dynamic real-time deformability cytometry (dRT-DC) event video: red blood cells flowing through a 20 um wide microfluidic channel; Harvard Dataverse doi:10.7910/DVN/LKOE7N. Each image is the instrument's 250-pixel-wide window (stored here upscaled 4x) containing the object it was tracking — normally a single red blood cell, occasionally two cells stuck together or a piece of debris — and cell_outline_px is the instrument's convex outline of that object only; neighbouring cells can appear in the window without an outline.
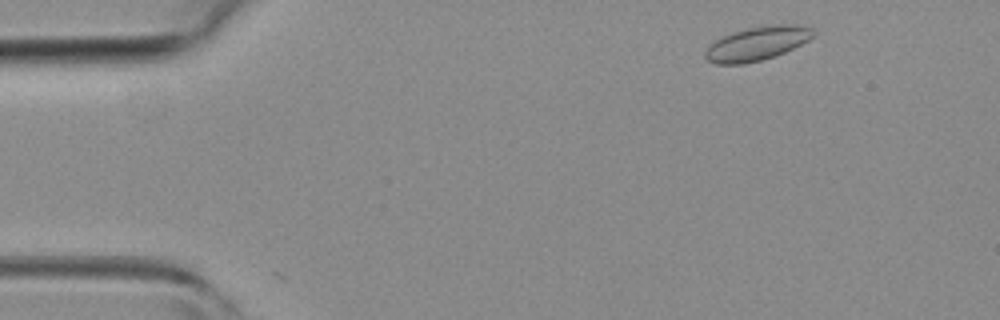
{"species": "common noctule bat (a hibernating species)", "species_latin": "Nyctalus noctula", "temperature_condition": "room temperature", "stored_images_in_passage": 2, "camera_frame_rate_fps": 3000, "um_per_image_px": 0.085, "animal": {"sex": "female", "body_mass_g": 19.3, "forearm_length_mm": 54.1}, "frame": {"image": 1, "passage_image": 1, "time_ms": 0.0, "image_size_px": [1000, 320], "cell_outline_px": [[816, 32], [808, 40], [784, 52], [760, 60], [744, 64], [716, 64], [708, 60], [704, 56], [704, 52], [716, 40], [732, 32], [748, 28], [772, 24], [796, 24], [812, 28]], "centroid_in_image_um": [64.35, 3.69], "position_along_channel_um": 20.6, "area_um2": 20.98}}